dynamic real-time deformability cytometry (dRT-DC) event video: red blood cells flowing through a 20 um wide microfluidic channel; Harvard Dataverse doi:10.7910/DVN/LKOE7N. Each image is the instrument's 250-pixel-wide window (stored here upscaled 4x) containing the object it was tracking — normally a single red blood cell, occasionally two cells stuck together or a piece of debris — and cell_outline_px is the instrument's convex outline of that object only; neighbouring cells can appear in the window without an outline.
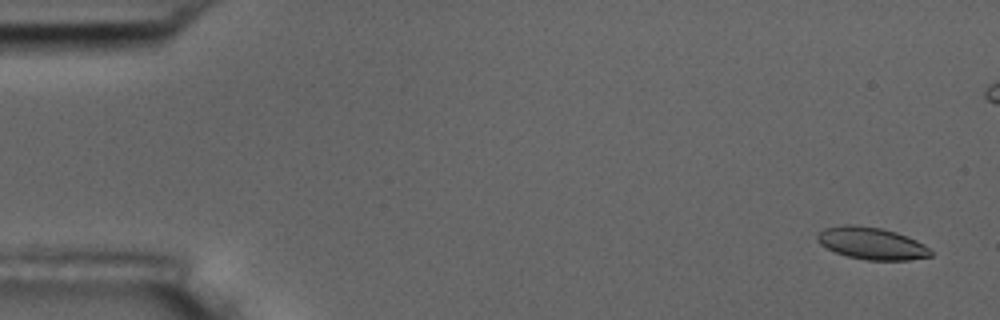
{"species": "common noctule bat (a hibernating species)", "species_latin": "Nyctalus noctula", "temperature_condition": "room temperature", "stored_images_in_passage": 6, "camera_frame_rate_fps": 3000, "um_per_image_px": 0.085, "animal": {"sex": "male", "body_mass_g": 17.5, "forearm_length_mm": 52.3}, "frame": {"image": 1, "passage_image": 1, "time_ms": 0.0, "image_size_px": [1000, 320], "cell_outline_px": [[932, 256], [908, 260], [868, 260], [848, 256], [836, 252], [820, 244], [816, 240], [816, 236], [824, 228], [844, 224], [852, 224], [880, 228], [896, 232], [908, 236], [924, 244], [932, 252]], "centroid_in_image_um": [74.09, 20.68], "position_along_channel_um": 10.9, "area_um2": 21.15}}